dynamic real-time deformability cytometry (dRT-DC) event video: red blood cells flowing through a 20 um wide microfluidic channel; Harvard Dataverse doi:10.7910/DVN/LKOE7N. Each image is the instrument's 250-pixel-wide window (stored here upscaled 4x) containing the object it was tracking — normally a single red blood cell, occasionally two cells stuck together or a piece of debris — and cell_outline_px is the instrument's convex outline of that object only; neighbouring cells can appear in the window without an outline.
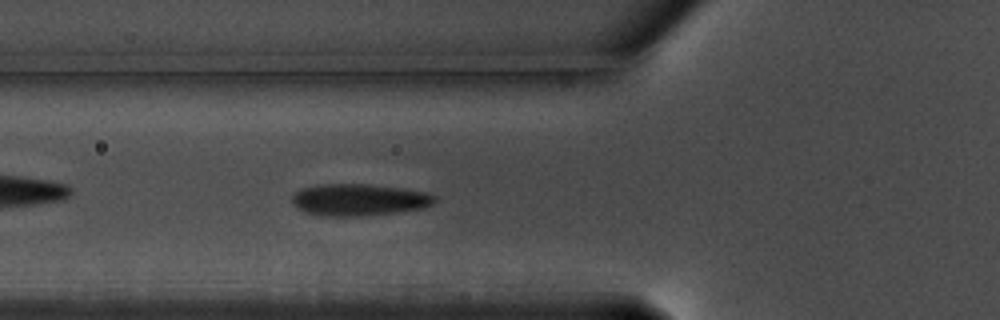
{"species": "common noctule bat (a hibernating species)", "species_latin": "Nyctalus noctula", "temperature_condition": "warm", "stored_images_in_passage": 43, "camera_frame_rate_fps": 3000, "um_per_image_px": 0.085, "animal": {"sex": "male", "body_mass_g": 17.5, "forearm_length_mm": 52.3}, "frame": {"image": 1, "passage_image": 6, "time_ms": 1.667, "image_size_px": [1000, 320], "cell_outline_px": [[436, 200], [432, 204], [424, 208], [392, 212], [352, 216], [324, 216], [308, 212], [300, 208], [292, 200], [292, 196], [300, 188], [324, 184], [368, 184], [400, 188], [424, 192], [436, 196]], "centroid_in_image_um": [30.52, 16.96], "position_along_channel_um": 95.3, "area_um2": 25.89}}
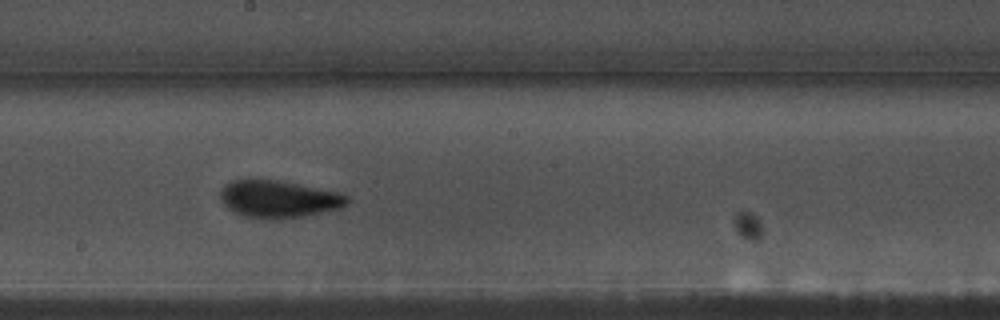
{"frame": {"image": 2, "passage_image": 17, "time_ms": 5.333, "image_size_px": [1000, 320], "cell_outline_px": [[348, 204], [340, 208], [304, 216], [280, 220], [264, 220], [244, 216], [232, 212], [224, 204], [220, 196], [220, 188], [232, 180], [276, 180], [336, 192], [348, 196]], "centroid_in_image_um": [23.64, 16.95], "position_along_channel_um": 224.6, "area_um2": 27.51}}
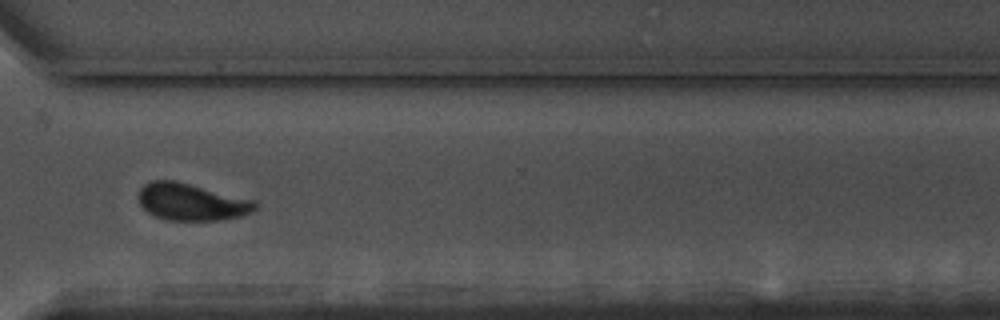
{"frame": {"image": 3, "passage_image": 28, "time_ms": 9.0, "image_size_px": [1000, 320], "cell_outline_px": [[256, 208], [252, 212], [240, 216], [224, 220], [168, 220], [156, 216], [148, 212], [140, 204], [136, 196], [140, 188], [144, 184], [152, 180], [172, 180], [256, 200]], "centroid_in_image_um": [16.26, 17.17], "position_along_channel_um": 354.3, "area_um2": 25.14}, "authors_computed_cell_mechanics": {"area_um2": 25.3742, "velocity_mm_per_s": 3.5333, "shape_relaxation_time_tau1_ms": 3.1716, "shape_relaxation_time_tau2_ms": 1.18, "deformation_change_tau1": 0.1082, "deformation_change_tau2": 0.0428}}